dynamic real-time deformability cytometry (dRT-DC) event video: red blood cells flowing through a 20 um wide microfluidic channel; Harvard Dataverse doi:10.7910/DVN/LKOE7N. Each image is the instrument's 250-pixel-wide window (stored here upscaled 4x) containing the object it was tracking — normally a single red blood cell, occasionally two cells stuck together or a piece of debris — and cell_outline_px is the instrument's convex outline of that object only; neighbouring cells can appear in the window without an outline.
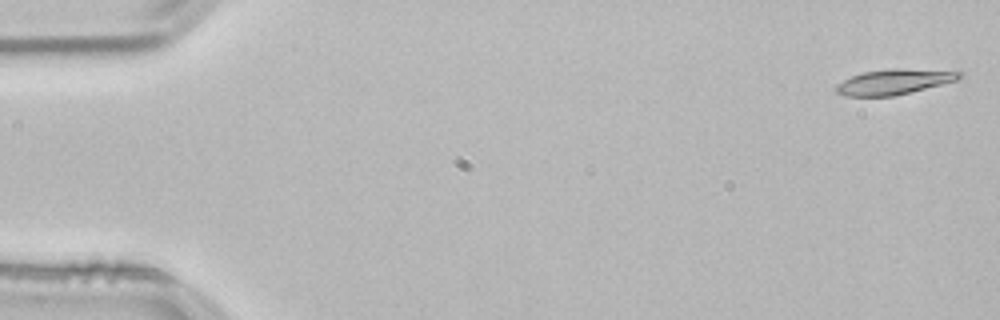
{"species": "common noctule bat (a hibernating species)", "species_latin": "Nyctalus noctula", "temperature_condition": "room temperature", "stored_images_in_passage": 53, "camera_frame_rate_fps": 3000, "um_per_image_px": 0.085, "animal": {"sex": "male", "body_mass_g": 21.5, "forearm_length_mm": 52.0}, "frame": {"image": 1, "passage_image": 1, "time_ms": 0.0, "image_size_px": [1000, 320], "cell_outline_px": [[964, 76], [956, 80], [892, 96], [844, 96], [836, 92], [836, 84], [852, 76], [864, 72], [892, 68], [900, 68], [964, 72]], "centroid_in_image_um": [75.97, 6.94], "position_along_channel_um": 9.0, "area_um2": 17.8}}
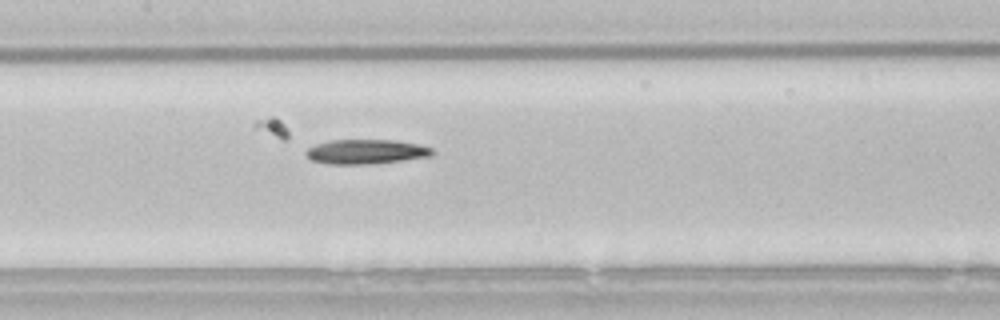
{"frame": {"image": 2, "passage_image": 25, "time_ms": 8.0, "image_size_px": [1000, 320], "cell_outline_px": [[436, 152], [432, 156], [368, 164], [328, 164], [312, 160], [304, 152], [308, 148], [316, 144], [328, 140], [392, 140], [416, 144], [432, 148]], "centroid_in_image_um": [31.09, 12.89], "position_along_channel_um": 176.3, "area_um2": 17.92}}
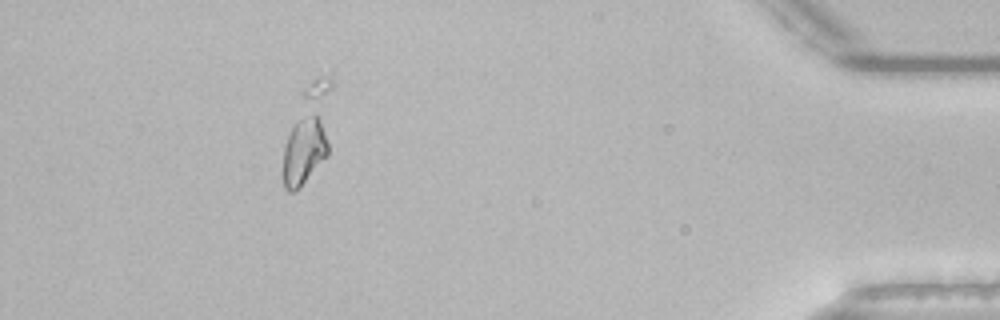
{"frame": {"image": 3, "passage_image": 48, "time_ms": 15.667, "image_size_px": [1000, 320], "cell_outline_px": [[328, 156], [300, 188], [292, 192], [288, 192], [284, 188], [280, 172], [284, 144], [292, 124], [296, 120], [316, 112], [320, 120], [328, 140]], "centroid_in_image_um": [25.77, 12.89], "position_along_channel_um": 409.4, "area_um2": 18.55}}